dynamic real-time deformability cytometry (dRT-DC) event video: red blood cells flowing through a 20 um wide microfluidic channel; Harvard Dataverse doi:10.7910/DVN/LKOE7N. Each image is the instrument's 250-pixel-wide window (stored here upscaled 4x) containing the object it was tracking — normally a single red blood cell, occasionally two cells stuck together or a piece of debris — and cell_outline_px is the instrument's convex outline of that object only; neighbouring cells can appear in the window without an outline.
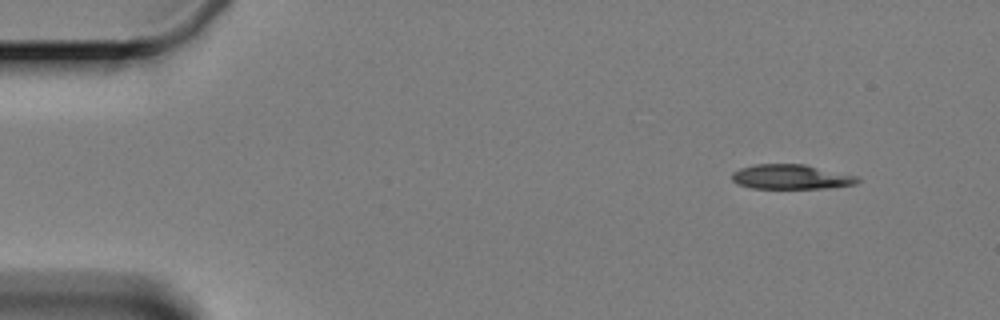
{"species": "Egyptian fruit bat (a non-hibernating species)", "species_latin": "Rousettus aegyptiacus", "temperature_condition": "cold", "stored_images_in_passage": 5, "segment_of_instrument_passage": [1, 2], "camera_frame_rate_fps": 3000, "um_per_image_px": 0.085, "animal": {"sex": "female"}, "frame": {"image": 1, "passage_image": 1, "time_ms": 0.0, "image_size_px": [1000, 320], "cell_outline_px": [[860, 180], [856, 184], [824, 188], [752, 188], [740, 184], [732, 180], [732, 172], [740, 168], [756, 164], [804, 164], [856, 176]], "centroid_in_image_um": [67.22, 15.03], "position_along_channel_um": 17.8, "area_um2": 17.8}}
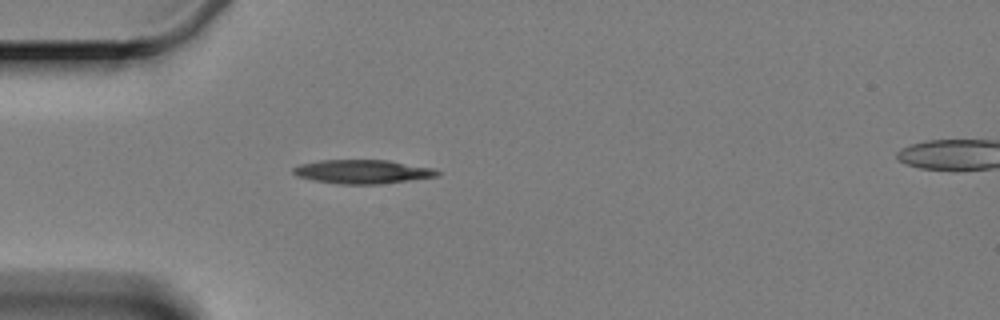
{"frame": {"image": 2, "passage_image": 4, "time_ms": 3.667, "image_size_px": [1000, 320], "cell_outline_px": [[440, 172], [436, 176], [380, 184], [344, 184], [316, 180], [296, 176], [292, 172], [292, 168], [300, 164], [320, 160], [388, 160], [432, 168]], "centroid_in_image_um": [30.77, 14.58], "position_along_channel_um": 54.2, "area_um2": 19.71}}